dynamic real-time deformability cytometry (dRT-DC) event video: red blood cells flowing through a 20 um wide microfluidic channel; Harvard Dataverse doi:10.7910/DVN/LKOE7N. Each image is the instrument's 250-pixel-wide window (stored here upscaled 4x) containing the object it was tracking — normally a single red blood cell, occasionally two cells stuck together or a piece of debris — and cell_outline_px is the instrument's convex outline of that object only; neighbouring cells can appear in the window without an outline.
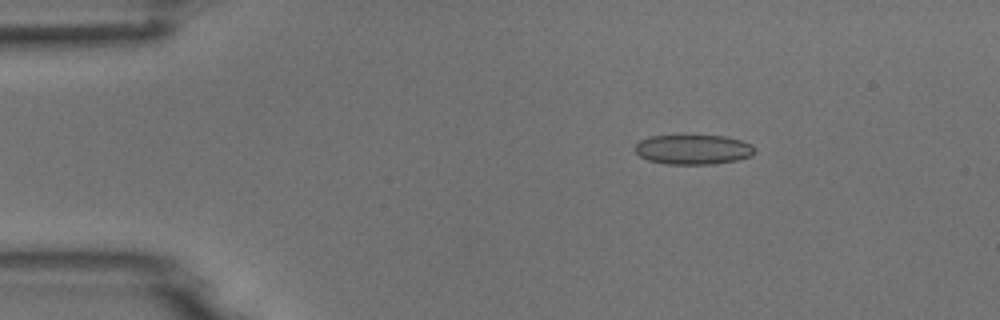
{"species": "common noctule bat (a hibernating species)", "species_latin": "Nyctalus noctula", "temperature_condition": "room temperature", "stored_images_in_passage": 4, "camera_frame_rate_fps": 3000, "um_per_image_px": 0.085, "animal": {"sex": "male", "body_mass_g": 18.8}, "frame": {"image": 1, "passage_image": 2, "time_ms": 1.333, "image_size_px": [1000, 320], "cell_outline_px": [[756, 152], [752, 156], [736, 160], [712, 164], [668, 164], [648, 160], [640, 156], [636, 152], [636, 144], [640, 140], [648, 136], [724, 136], [740, 140], [752, 144], [756, 148]], "centroid_in_image_um": [58.95, 12.71], "position_along_channel_um": 26.0, "area_um2": 20.69}}
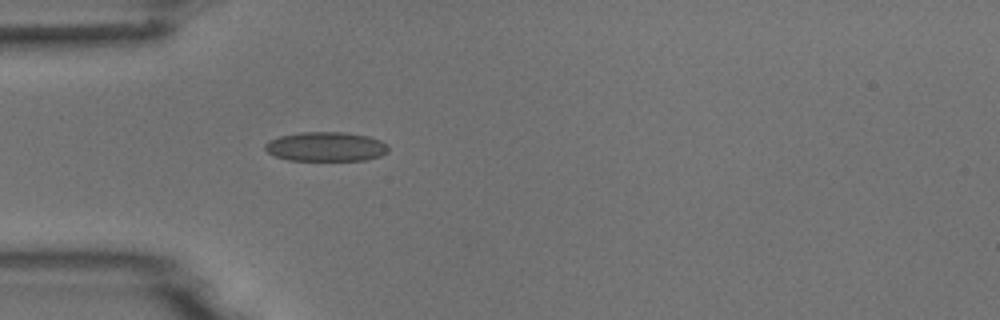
{"frame": {"image": 2, "passage_image": 4, "time_ms": 3.667, "image_size_px": [1000, 320], "cell_outline_px": [[388, 152], [380, 156], [364, 160], [288, 160], [276, 156], [268, 152], [264, 148], [264, 144], [268, 140], [280, 136], [300, 132], [344, 132], [368, 136], [380, 140], [388, 144]], "centroid_in_image_um": [27.7, 12.46], "position_along_channel_um": 57.3, "area_um2": 21.15}}